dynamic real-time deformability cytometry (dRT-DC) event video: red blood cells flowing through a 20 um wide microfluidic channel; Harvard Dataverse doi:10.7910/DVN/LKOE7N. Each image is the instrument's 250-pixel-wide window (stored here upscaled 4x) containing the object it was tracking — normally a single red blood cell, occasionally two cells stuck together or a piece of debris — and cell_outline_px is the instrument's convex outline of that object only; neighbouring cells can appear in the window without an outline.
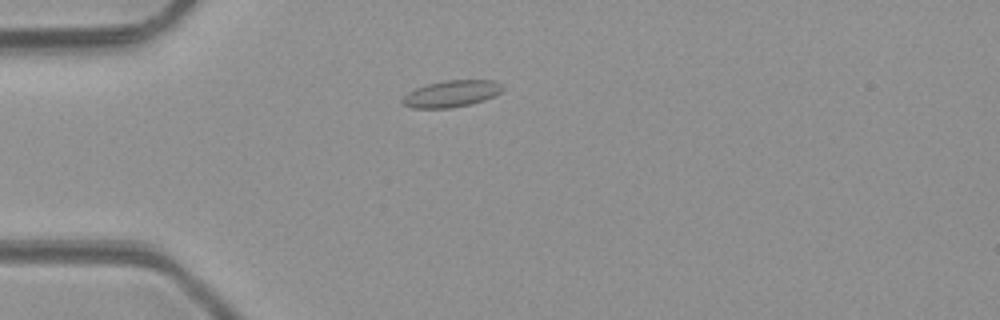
{"species": "common noctule bat (a hibernating species)", "species_latin": "Nyctalus noctula", "temperature_condition": "room temperature", "stored_images_in_passage": 1, "camera_frame_rate_fps": 3000, "um_per_image_px": 0.085, "animal": {"sex": "male", "body_mass_g": 23.1, "forearm_length_mm": 52.7}, "frame": {"image": 1, "passage_image": 1, "time_ms": 0.0, "image_size_px": [1000, 320], "cell_outline_px": [[504, 88], [496, 96], [484, 100], [452, 108], [412, 108], [404, 104], [400, 100], [408, 92], [416, 88], [428, 84], [444, 80], [492, 80], [500, 84]], "centroid_in_image_um": [38.37, 7.97], "position_along_channel_um": 46.6, "area_um2": 15.49}}